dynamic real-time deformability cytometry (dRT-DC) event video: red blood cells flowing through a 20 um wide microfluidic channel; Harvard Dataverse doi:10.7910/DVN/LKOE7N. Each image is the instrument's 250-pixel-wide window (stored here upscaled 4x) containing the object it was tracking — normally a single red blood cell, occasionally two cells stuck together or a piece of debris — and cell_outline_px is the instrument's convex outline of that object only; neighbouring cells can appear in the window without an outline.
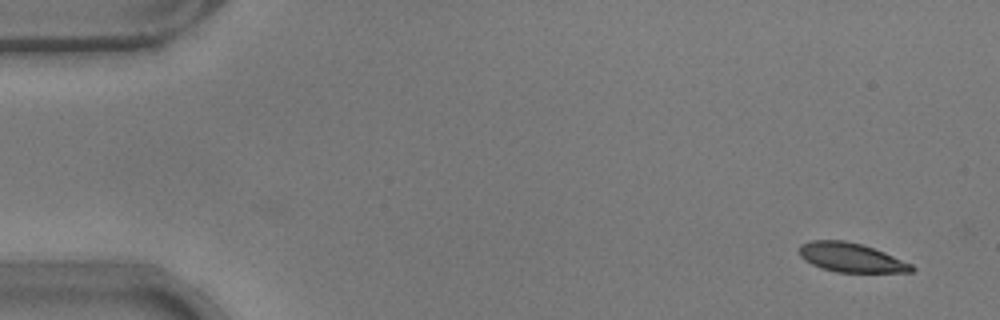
{"species": "common noctule bat (a hibernating species)", "species_latin": "Nyctalus noctula", "temperature_condition": "warm", "stored_images_in_passage": 47, "camera_frame_rate_fps": 3000, "um_per_image_px": 0.085, "animal": {"sex": "male", "body_mass_g": 17.9}, "frame": {"image": 1, "passage_image": 3, "time_ms": 0.667, "image_size_px": [1000, 320], "cell_outline_px": [[916, 268], [912, 272], [836, 272], [820, 268], [804, 260], [800, 256], [800, 244], [812, 240], [844, 240], [860, 244], [884, 252], [912, 264]], "centroid_in_image_um": [72.33, 21.89], "position_along_channel_um": 12.7, "area_um2": 19.02}}
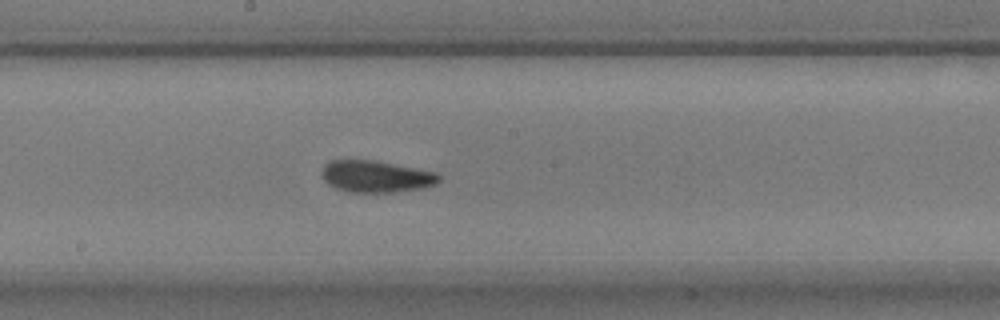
{"frame": {"image": 2, "passage_image": 29, "time_ms": 9.333, "image_size_px": [1000, 320], "cell_outline_px": [[440, 180], [436, 184], [420, 188], [396, 192], [348, 192], [336, 188], [328, 184], [324, 180], [320, 172], [324, 164], [332, 160], [376, 160], [436, 172], [440, 176]], "centroid_in_image_um": [31.94, 14.99], "position_along_channel_um": 216.3, "area_um2": 21.79}}
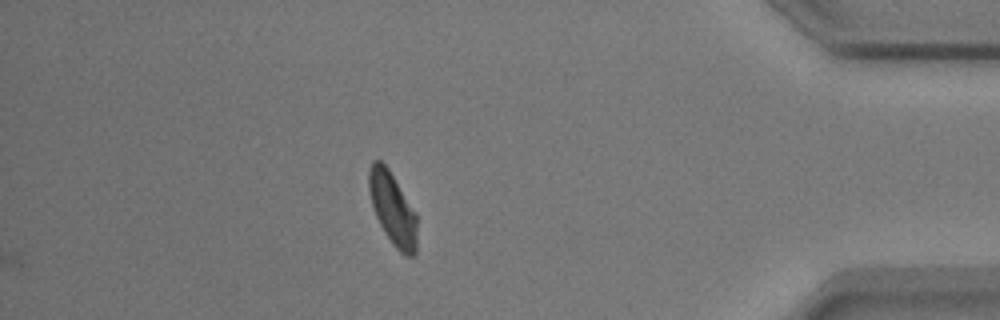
{"frame": {"image": 3, "passage_image": 47, "time_ms": 15.333, "image_size_px": [1000, 320], "cell_outline_px": [[416, 256], [404, 256], [392, 244], [384, 232], [376, 216], [372, 204], [368, 188], [368, 172], [372, 160], [380, 160], [388, 168], [416, 212]], "centroid_in_image_um": [33.37, 17.75], "position_along_channel_um": 401.8, "area_um2": 20.35}, "authors_computed_cell_mechanics": {"area_um2": 20.808, "velocity_mm_per_s": 3.7599, "shape_relaxation_time_tau1_ms": 3.3549, "shape_relaxation_time_tau2_ms": 2.4756, "deformation_change_tau1": 0.101, "deformation_change_tau2": 0.0705}}